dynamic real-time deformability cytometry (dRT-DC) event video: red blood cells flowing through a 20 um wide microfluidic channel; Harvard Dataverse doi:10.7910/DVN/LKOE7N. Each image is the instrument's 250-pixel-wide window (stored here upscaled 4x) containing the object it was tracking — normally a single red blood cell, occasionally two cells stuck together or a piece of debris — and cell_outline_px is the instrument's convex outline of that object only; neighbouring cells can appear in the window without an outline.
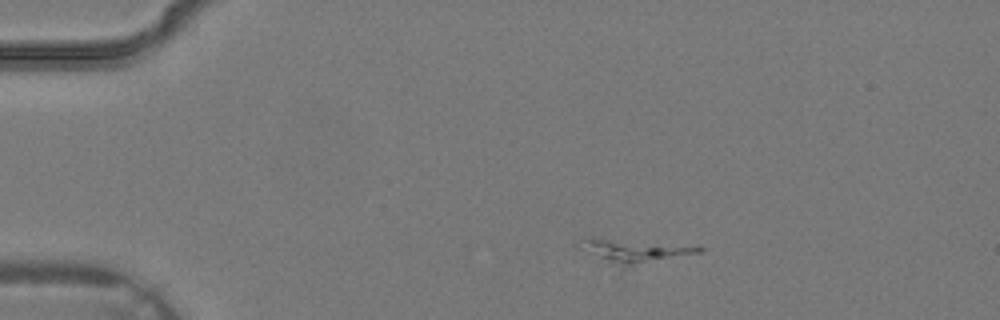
{"species": "common noctule bat (a hibernating species)", "species_latin": "Nyctalus noctula", "temperature_condition": "warm", "stored_images_in_passage": 2, "camera_frame_rate_fps": 3000, "um_per_image_px": 0.085, "animal": {"sex": "male", "body_mass_g": 19.2, "forearm_length_mm": 51.8}, "frame": {"image": 1, "passage_image": 1, "time_ms": 0.0, "image_size_px": [1000, 320], "cell_outline_px": [[704, 248], [700, 252], [628, 264], [608, 260], [584, 240], [604, 240], [700, 244]], "centroid_in_image_um": [54.51, 21.27], "position_along_channel_um": 30.5, "area_um2": 13.01}}